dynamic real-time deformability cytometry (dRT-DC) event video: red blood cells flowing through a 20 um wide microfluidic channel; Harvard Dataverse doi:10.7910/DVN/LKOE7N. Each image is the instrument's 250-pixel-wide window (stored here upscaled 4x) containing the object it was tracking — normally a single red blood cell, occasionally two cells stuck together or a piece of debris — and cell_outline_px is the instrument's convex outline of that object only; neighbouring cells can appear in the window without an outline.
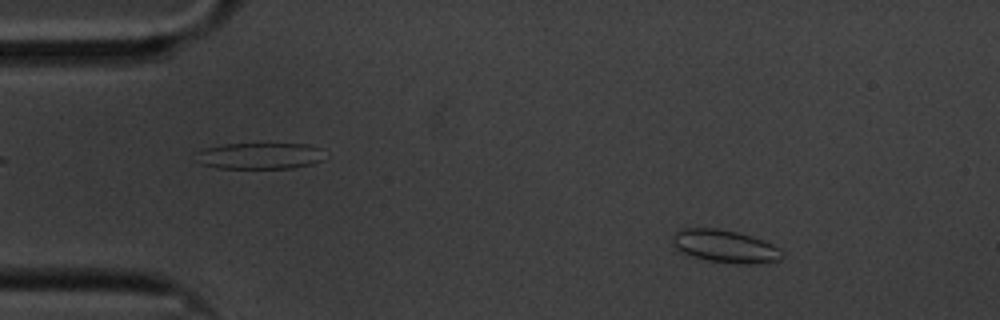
{"species": "common noctule bat (a hibernating species)", "species_latin": "Nyctalus noctula", "temperature_condition": "cold", "stored_images_in_passage": 59, "camera_frame_rate_fps": 3000, "um_per_image_px": 0.085, "animal": {"sex": "male", "body_mass_g": 20.1, "forearm_length_mm": 53.5}, "frame": {"image": 1, "passage_image": 8, "time_ms": 2.333, "image_size_px": [1000, 320], "cell_outline_px": [[784, 256], [780, 260], [752, 264], [740, 264], [708, 260], [692, 256], [676, 248], [672, 236], [680, 228], [716, 228], [736, 232], [772, 244], [780, 248]], "centroid_in_image_um": [61.64, 20.94], "position_along_channel_um": 23.4, "area_um2": 20.52}}
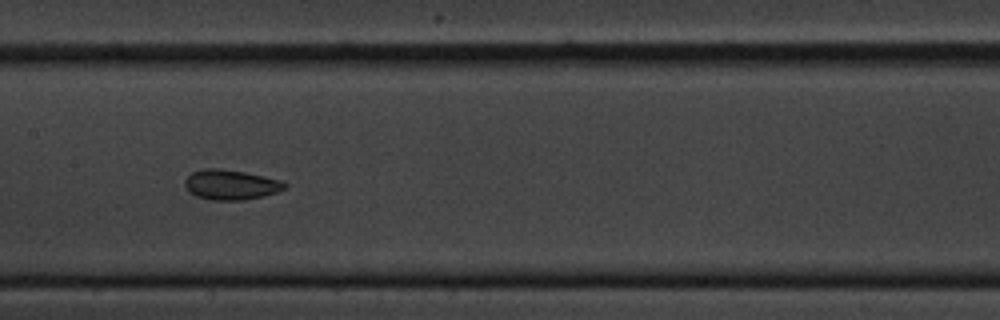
{"frame": {"image": 2, "passage_image": 29, "time_ms": 9.333, "image_size_px": [1000, 320], "cell_outline_px": [[288, 184], [284, 188], [276, 192], [264, 196], [244, 200], [212, 200], [196, 196], [188, 192], [184, 184], [184, 180], [192, 172], [204, 168], [220, 168], [244, 172], [264, 176], [280, 180]], "centroid_in_image_um": [19.59, 15.7], "position_along_channel_um": 187.8, "area_um2": 17.51}}
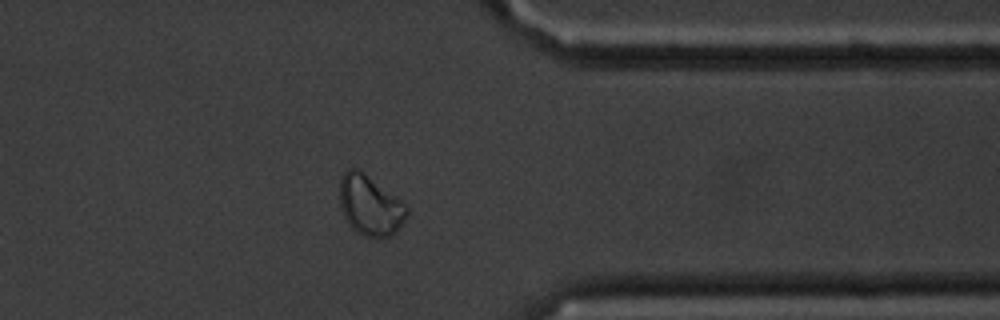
{"frame": {"image": 3, "passage_image": 47, "time_ms": 15.333, "image_size_px": [1000, 320], "cell_outline_px": [[408, 212], [404, 220], [396, 232], [380, 240], [364, 236], [356, 232], [348, 224], [340, 208], [340, 180], [344, 172], [348, 168], [356, 168], [400, 200], [408, 208]], "centroid_in_image_um": [31.43, 17.51], "position_along_channel_um": 380.0, "area_um2": 23.29}, "authors_computed_cell_mechanics": {"area_um2": 18.8428, "velocity_mm_per_s": 3.3493, "shape_relaxation_time_tau1_ms": 3.4228, "shape_relaxation_time_tau2_ms": 2.3725, "deformation_change_tau1": 0.0496, "deformation_change_tau2": 0.0578}}